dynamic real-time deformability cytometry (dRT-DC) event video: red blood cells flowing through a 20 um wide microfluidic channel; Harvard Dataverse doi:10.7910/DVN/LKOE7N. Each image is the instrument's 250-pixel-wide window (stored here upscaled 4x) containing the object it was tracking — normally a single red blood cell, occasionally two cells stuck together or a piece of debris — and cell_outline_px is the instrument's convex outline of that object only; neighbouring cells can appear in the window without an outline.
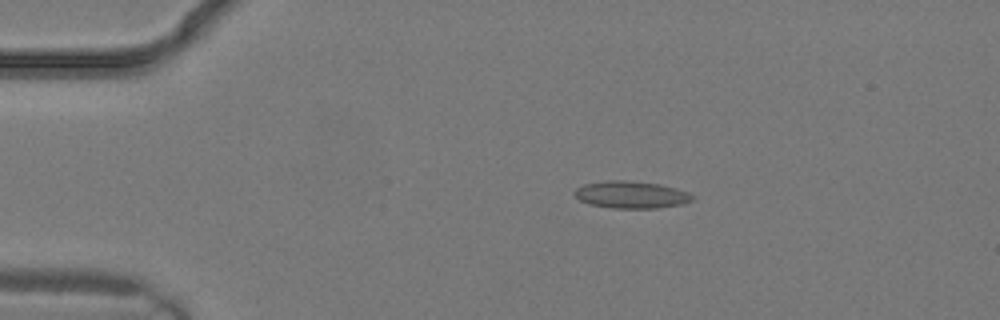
{"species": "common noctule bat (a hibernating species)", "species_latin": "Nyctalus noctula", "temperature_condition": "warm", "stored_images_in_passage": 2, "camera_frame_rate_fps": 3000, "um_per_image_px": 0.085, "animal": {"sex": "male", "body_mass_g": 19.2, "forearm_length_mm": 51.8}, "frame": {"image": 1, "passage_image": 1, "time_ms": 0.0, "image_size_px": [1000, 320], "cell_outline_px": [[696, 196], [692, 200], [684, 204], [656, 208], [612, 208], [588, 204], [580, 200], [572, 192], [576, 188], [584, 184], [604, 180], [628, 180], [660, 184], [676, 188], [688, 192]], "centroid_in_image_um": [53.65, 16.54], "position_along_channel_um": 31.3, "area_um2": 18.9}}